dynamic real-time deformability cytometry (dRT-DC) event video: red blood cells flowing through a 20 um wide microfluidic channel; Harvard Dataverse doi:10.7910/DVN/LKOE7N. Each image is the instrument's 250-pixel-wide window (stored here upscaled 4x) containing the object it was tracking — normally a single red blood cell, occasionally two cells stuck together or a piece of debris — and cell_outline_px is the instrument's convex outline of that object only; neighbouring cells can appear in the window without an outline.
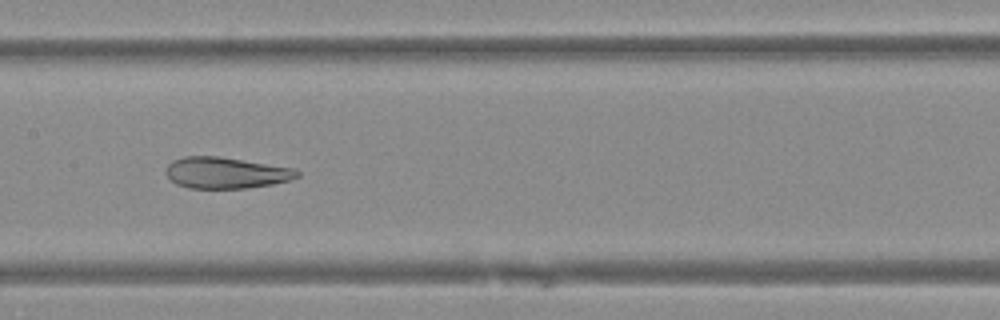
{"species": "Egyptian fruit bat (a non-hibernating species)", "species_latin": "Rousettus aegyptiacus", "temperature_condition": "warm", "stored_images_in_passage": 49, "camera_frame_rate_fps": 3000, "um_per_image_px": 0.085, "animal": {"sex": "female"}, "frame": {"image": 1, "passage_image": 24, "time_ms": 7.667, "image_size_px": [1000, 320], "cell_outline_px": [[300, 176], [292, 180], [272, 184], [248, 188], [188, 188], [176, 184], [164, 172], [168, 164], [172, 160], [184, 156], [220, 156], [296, 168], [300, 172]], "centroid_in_image_um": [19.23, 14.68], "position_along_channel_um": 188.2, "area_um2": 24.22}}
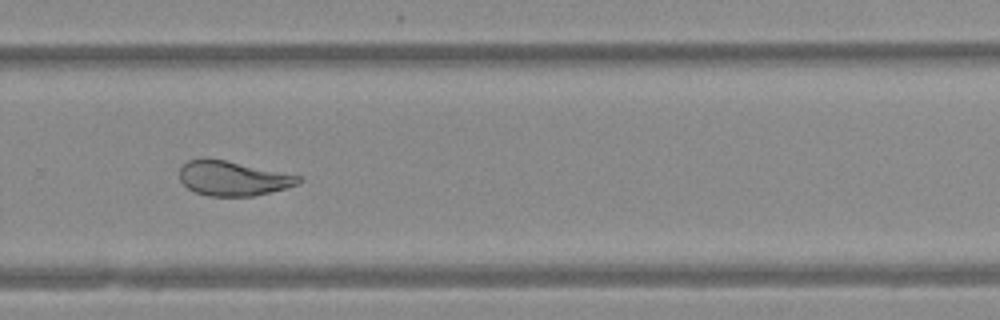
{"frame": {"image": 2, "passage_image": 33, "time_ms": 10.667, "image_size_px": [1000, 320], "cell_outline_px": [[300, 180], [296, 184], [284, 188], [252, 196], [208, 196], [196, 192], [188, 188], [180, 180], [180, 168], [188, 160], [204, 156], [224, 160], [300, 176]], "centroid_in_image_um": [19.71, 15.14], "position_along_channel_um": 310.1, "area_um2": 23.7}}
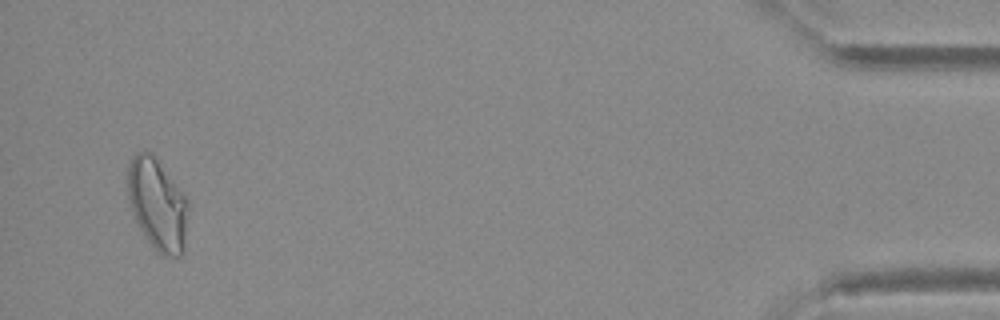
{"frame": {"image": 3, "passage_image": 47, "time_ms": 15.333, "image_size_px": [1000, 320], "cell_outline_px": [[188, 208], [184, 252], [180, 256], [164, 256], [148, 240], [140, 228], [136, 220], [128, 196], [128, 164], [132, 156], [136, 152], [152, 152], [188, 200]], "centroid_in_image_um": [13.4, 17.35], "position_along_channel_um": 421.8, "area_um2": 31.85}}